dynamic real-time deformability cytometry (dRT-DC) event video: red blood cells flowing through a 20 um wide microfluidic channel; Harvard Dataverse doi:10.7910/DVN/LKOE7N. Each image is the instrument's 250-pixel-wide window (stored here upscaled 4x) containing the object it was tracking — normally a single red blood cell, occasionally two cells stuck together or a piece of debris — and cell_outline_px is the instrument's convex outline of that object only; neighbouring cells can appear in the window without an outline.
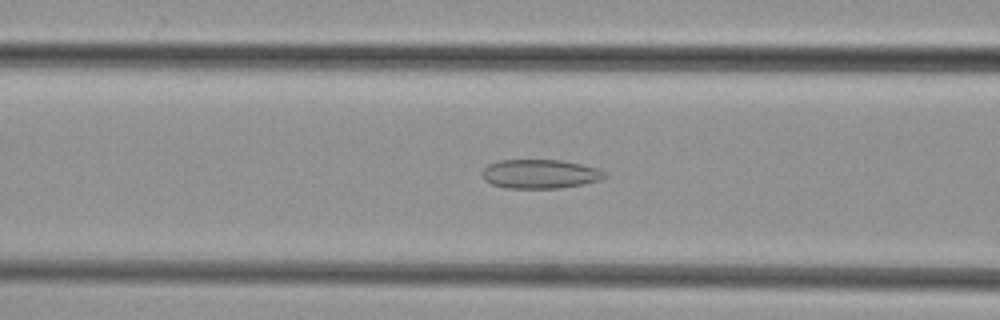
{"species": "common noctule bat (a hibernating species)", "species_latin": "Nyctalus noctula", "temperature_condition": "cold", "stored_images_in_passage": 37, "camera_frame_rate_fps": 3000, "um_per_image_px": 0.085, "animal": {"sex": "female", "body_mass_g": 29.2, "forearm_length_mm": 56.3}, "frame": {"image": 1, "passage_image": 8, "time_ms": 2.333, "image_size_px": [1000, 320], "cell_outline_px": [[604, 176], [600, 180], [560, 188], [504, 188], [492, 184], [484, 180], [484, 168], [488, 164], [500, 160], [560, 160], [580, 164], [596, 168], [604, 172]], "centroid_in_image_um": [45.86, 14.79], "position_along_channel_um": 120.7, "area_um2": 20.4}}
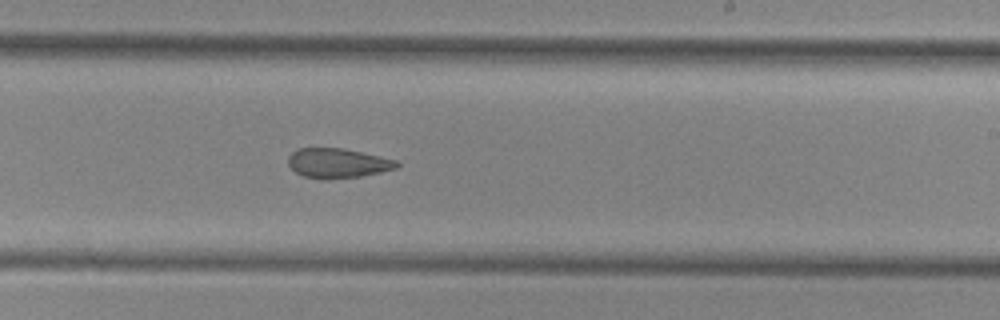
{"frame": {"image": 2, "passage_image": 18, "time_ms": 5.667, "image_size_px": [1000, 320], "cell_outline_px": [[400, 164], [396, 168], [380, 172], [360, 176], [328, 180], [320, 180], [304, 176], [296, 172], [288, 164], [288, 156], [296, 148], [344, 148], [400, 160]], "centroid_in_image_um": [28.71, 13.87], "position_along_channel_um": 260.3, "area_um2": 19.07}}
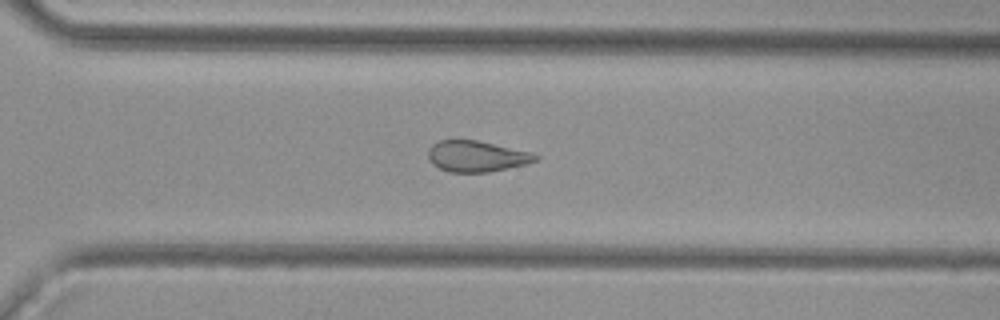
{"frame": {"image": 3, "passage_image": 23, "time_ms": 7.333, "image_size_px": [1000, 320], "cell_outline_px": [[540, 156], [536, 160], [528, 164], [488, 172], [448, 172], [432, 164], [428, 156], [428, 148], [432, 144], [440, 140], [476, 140], [532, 152]], "centroid_in_image_um": [40.51, 13.28], "position_along_channel_um": 330.1, "area_um2": 19.42}}